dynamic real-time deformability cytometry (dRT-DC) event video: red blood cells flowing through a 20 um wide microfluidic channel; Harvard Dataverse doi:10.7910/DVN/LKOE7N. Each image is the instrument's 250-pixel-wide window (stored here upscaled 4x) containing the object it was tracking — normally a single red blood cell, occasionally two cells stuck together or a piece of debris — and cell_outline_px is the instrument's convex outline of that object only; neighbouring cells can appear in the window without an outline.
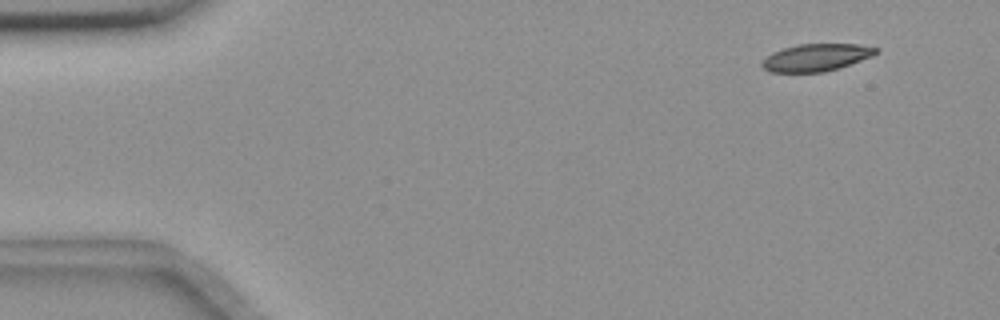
{"species": "common noctule bat (a hibernating species)", "species_latin": "Nyctalus noctula", "temperature_condition": "room temperature", "stored_images_in_passage": 56, "camera_frame_rate_fps": 3000, "um_per_image_px": 0.085, "animal": {"sex": "female", "body_mass_g": 18.4}, "frame": {"image": 1, "passage_image": 5, "time_ms": 1.333, "image_size_px": [1000, 320], "cell_outline_px": [[880, 52], [872, 56], [840, 68], [824, 72], [768, 72], [760, 64], [772, 52], [796, 44], [860, 44], [880, 48]], "centroid_in_image_um": [69.42, 4.88], "position_along_channel_um": 15.6, "area_um2": 18.26}}
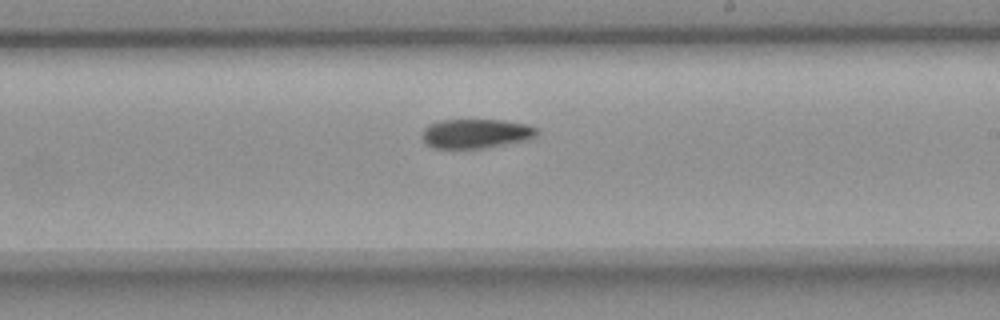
{"frame": {"image": 2, "passage_image": 33, "time_ms": 10.667, "image_size_px": [1000, 320], "cell_outline_px": [[540, 132], [536, 136], [528, 140], [484, 148], [432, 148], [424, 140], [424, 128], [428, 124], [440, 120], [504, 120], [528, 124], [536, 128]], "centroid_in_image_um": [40.51, 11.35], "position_along_channel_um": 248.5, "area_um2": 19.65}}
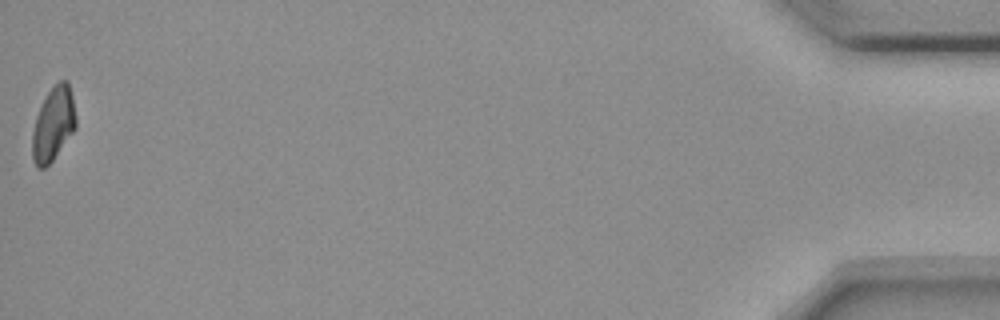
{"frame": {"image": 3, "passage_image": 56, "time_ms": 18.333, "image_size_px": [1000, 320], "cell_outline_px": [[76, 128], [52, 160], [44, 168], [40, 168], [32, 160], [32, 132], [36, 116], [48, 92], [60, 80], [68, 80], [72, 96], [76, 116]], "centroid_in_image_um": [4.53, 10.54], "position_along_channel_um": 430.7, "area_um2": 18.5}, "authors_computed_cell_mechanics": {"area_um2": 19.7387, "velocity_mm_per_s": 3.6461, "shape_relaxation_time_tau1_ms": 10.7043, "shape_relaxation_time_tau2_ms": null, "deformation_change_tau1": 0.1904, "deformation_change_tau2": null}}